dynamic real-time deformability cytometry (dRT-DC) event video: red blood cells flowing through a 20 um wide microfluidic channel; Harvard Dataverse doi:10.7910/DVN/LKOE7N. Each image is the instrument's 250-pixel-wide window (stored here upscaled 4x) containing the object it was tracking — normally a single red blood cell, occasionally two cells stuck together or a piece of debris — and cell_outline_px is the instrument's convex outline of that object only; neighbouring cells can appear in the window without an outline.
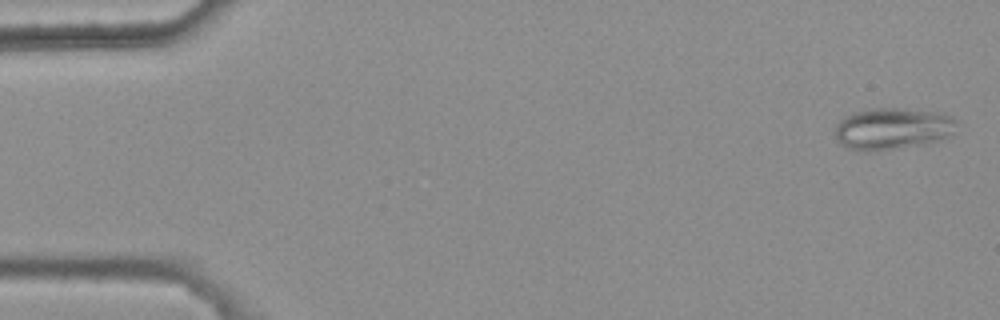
{"species": "common noctule bat (a hibernating species)", "species_latin": "Nyctalus noctula", "temperature_condition": "warm", "stored_images_in_passage": 5, "camera_frame_rate_fps": 3000, "um_per_image_px": 0.085, "animal": {"sex": "female", "body_mass_g": 25.1}, "frame": {"image": 1, "passage_image": 1, "time_ms": 0.0, "image_size_px": [1000, 320], "cell_outline_px": [[960, 124], [948, 136], [940, 140], [924, 144], [872, 152], [864, 152], [844, 148], [836, 140], [836, 124], [844, 116], [856, 112], [872, 108], [900, 108], [944, 112], [960, 120]], "centroid_in_image_um": [75.9, 10.94], "position_along_channel_um": 9.1, "area_um2": 30.29}}